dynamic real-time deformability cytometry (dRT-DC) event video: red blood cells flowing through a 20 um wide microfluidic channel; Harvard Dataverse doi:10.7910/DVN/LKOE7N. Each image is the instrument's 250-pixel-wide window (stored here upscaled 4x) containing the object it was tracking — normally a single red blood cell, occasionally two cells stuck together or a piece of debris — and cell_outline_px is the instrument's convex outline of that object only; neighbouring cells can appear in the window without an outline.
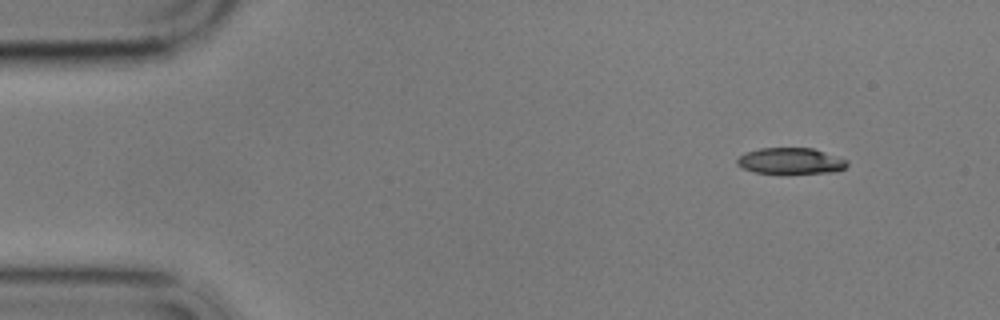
{"species": "common noctule bat (a hibernating species)", "species_latin": "Nyctalus noctula", "temperature_condition": "cold", "stored_images_in_passage": 4, "camera_frame_rate_fps": 3000, "um_per_image_px": 0.085, "animal": {"sex": "male", "body_mass_g": 17.9}, "frame": {"image": 1, "passage_image": 1, "time_ms": 0.0, "image_size_px": [1000, 320], "cell_outline_px": [[848, 164], [844, 168], [836, 172], [788, 176], [752, 172], [736, 164], [736, 160], [744, 152], [760, 148], [812, 148], [848, 160]], "centroid_in_image_um": [67.19, 13.73], "position_along_channel_um": 17.8, "area_um2": 17.63}}